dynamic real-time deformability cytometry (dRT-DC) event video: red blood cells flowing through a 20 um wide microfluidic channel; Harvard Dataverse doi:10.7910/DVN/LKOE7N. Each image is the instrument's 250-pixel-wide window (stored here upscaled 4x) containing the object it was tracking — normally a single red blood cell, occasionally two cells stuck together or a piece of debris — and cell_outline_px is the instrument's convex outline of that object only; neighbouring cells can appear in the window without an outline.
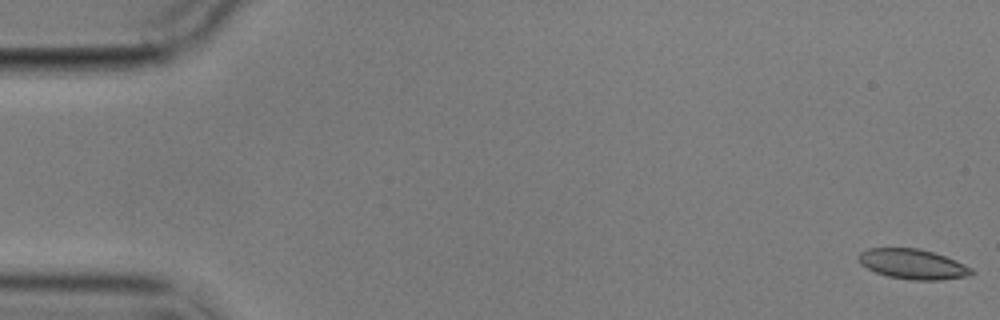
{"species": "common noctule bat (a hibernating species)", "species_latin": "Nyctalus noctula", "temperature_condition": "cold", "stored_images_in_passage": 5, "camera_frame_rate_fps": 3000, "um_per_image_px": 0.085, "animal": {"sex": "male", "body_mass_g": 17.9}, "frame": {"image": 1, "passage_image": 1, "time_ms": 0.0, "image_size_px": [1000, 320], "cell_outline_px": [[976, 272], [972, 276], [940, 280], [912, 280], [888, 276], [876, 272], [860, 264], [860, 252], [868, 248], [920, 248], [956, 260], [972, 268]], "centroid_in_image_um": [77.65, 22.46], "position_along_channel_um": 7.4, "area_um2": 19.77}}
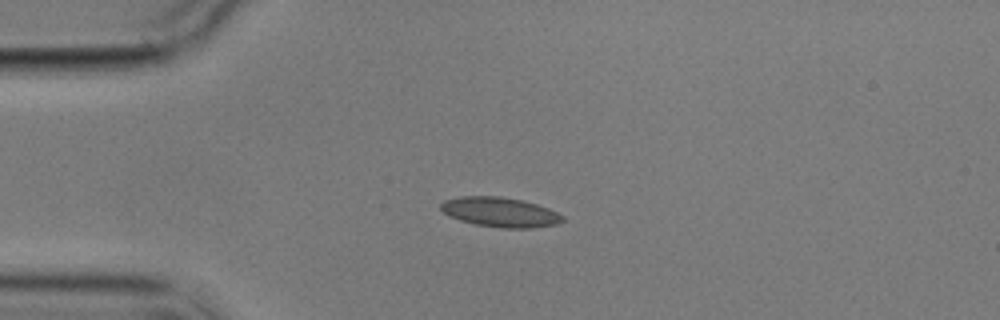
{"frame": {"image": 2, "passage_image": 4, "time_ms": 4.333, "image_size_px": [1000, 320], "cell_outline_px": [[564, 220], [556, 224], [532, 228], [500, 228], [476, 224], [460, 220], [448, 216], [440, 208], [440, 204], [444, 200], [460, 196], [500, 196], [520, 200], [536, 204], [548, 208], [564, 216]], "centroid_in_image_um": [42.49, 18.03], "position_along_channel_um": 42.5, "area_um2": 21.04}}